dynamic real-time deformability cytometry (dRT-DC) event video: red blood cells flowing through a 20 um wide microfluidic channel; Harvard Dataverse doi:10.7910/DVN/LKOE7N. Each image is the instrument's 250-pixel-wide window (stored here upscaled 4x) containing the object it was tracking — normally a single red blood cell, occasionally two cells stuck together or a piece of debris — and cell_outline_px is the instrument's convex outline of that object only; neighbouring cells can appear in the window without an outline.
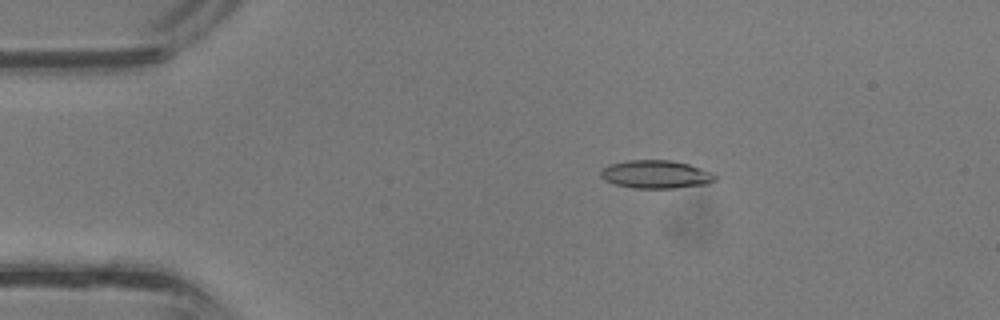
{"species": "common noctule bat (a hibernating species)", "species_latin": "Nyctalus noctula", "temperature_condition": "room temperature", "stored_images_in_passage": 15, "camera_frame_rate_fps": 3000, "um_per_image_px": 0.085, "animal": {"sex": "male", "body_mass_g": 13.3}, "frame": {"image": 1, "passage_image": 7, "time_ms": 2.0, "image_size_px": [1000, 320], "cell_outline_px": [[716, 180], [708, 184], [676, 188], [636, 188], [616, 184], [604, 180], [600, 176], [600, 172], [608, 164], [628, 160], [672, 160], [688, 164], [712, 172], [716, 176]], "centroid_in_image_um": [55.76, 14.82], "position_along_channel_um": 29.2, "area_um2": 18.79}}